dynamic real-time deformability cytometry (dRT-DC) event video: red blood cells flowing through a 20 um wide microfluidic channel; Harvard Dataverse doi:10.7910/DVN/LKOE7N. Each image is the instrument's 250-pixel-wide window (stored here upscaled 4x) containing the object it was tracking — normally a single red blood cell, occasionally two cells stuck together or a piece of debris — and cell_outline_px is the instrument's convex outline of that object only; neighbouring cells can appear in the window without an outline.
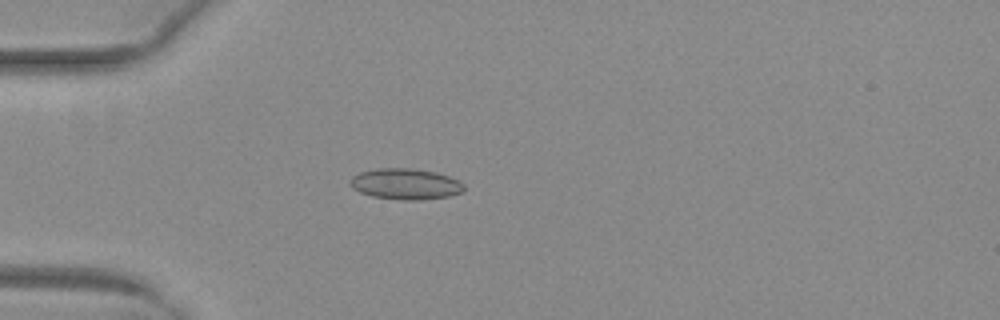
{"species": "common noctule bat (a hibernating species)", "species_latin": "Nyctalus noctula", "temperature_condition": "warm", "stored_images_in_passage": 19, "camera_frame_rate_fps": 3000, "um_per_image_px": 0.085, "animal": {"sex": "female", "body_mass_g": 29.2, "forearm_length_mm": 56.3}, "frame": {"image": 1, "passage_image": 1, "time_ms": 0.0, "image_size_px": [1000, 320], "cell_outline_px": [[464, 192], [448, 196], [420, 200], [404, 200], [372, 196], [360, 192], [352, 188], [348, 184], [348, 180], [352, 176], [360, 172], [380, 168], [412, 168], [436, 172], [448, 176], [464, 184]], "centroid_in_image_um": [34.44, 15.64], "position_along_channel_um": 50.6, "area_um2": 20.58}}
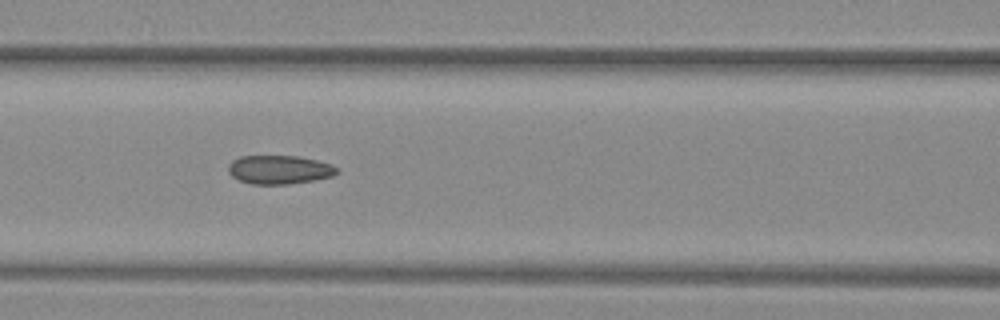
{"frame": {"image": 2, "passage_image": 9, "time_ms": 2.667, "image_size_px": [1000, 320], "cell_outline_px": [[340, 172], [332, 176], [312, 180], [288, 184], [252, 184], [240, 180], [232, 176], [228, 172], [228, 164], [232, 160], [240, 156], [296, 156], [316, 160], [332, 164], [340, 168]], "centroid_in_image_um": [23.76, 14.41], "position_along_channel_um": 142.8, "area_um2": 18.21}}
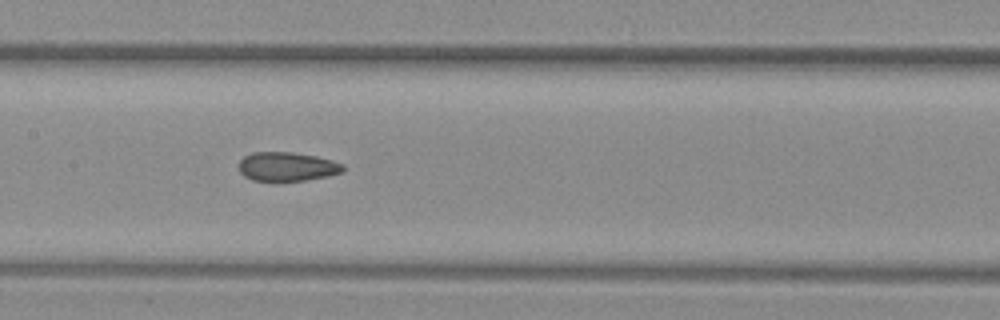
{"frame": {"image": 3, "passage_image": 12, "time_ms": 3.667, "image_size_px": [1000, 320], "cell_outline_px": [[344, 172], [328, 176], [304, 180], [252, 180], [244, 176], [240, 172], [240, 160], [244, 156], [252, 152], [292, 152], [316, 156], [332, 160], [344, 164]], "centroid_in_image_um": [24.42, 14.15], "position_along_channel_um": 183.0, "area_um2": 17.51}}